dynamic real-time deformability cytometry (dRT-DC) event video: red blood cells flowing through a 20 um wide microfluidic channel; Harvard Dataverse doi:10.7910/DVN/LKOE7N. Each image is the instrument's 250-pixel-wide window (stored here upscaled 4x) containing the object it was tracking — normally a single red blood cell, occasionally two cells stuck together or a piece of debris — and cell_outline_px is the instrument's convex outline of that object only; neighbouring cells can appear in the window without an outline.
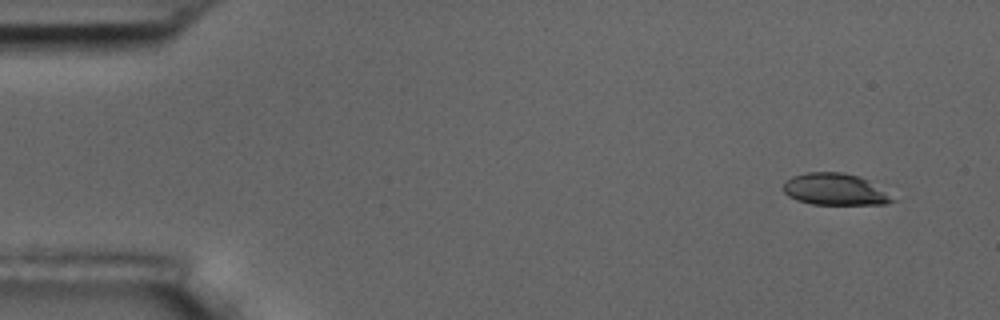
{"species": "common noctule bat (a hibernating species)", "species_latin": "Nyctalus noctula", "temperature_condition": "room temperature", "stored_images_in_passage": 9, "camera_frame_rate_fps": 3000, "um_per_image_px": 0.085, "animal": {"sex": "male", "body_mass_g": 17.5, "forearm_length_mm": 52.3}, "frame": {"image": 1, "passage_image": 1, "time_ms": 0.0, "image_size_px": [1000, 320], "cell_outline_px": [[900, 200], [888, 204], [812, 204], [796, 200], [788, 196], [784, 192], [784, 180], [792, 176], [808, 172], [844, 172], [860, 176], [868, 180]], "centroid_in_image_um": [71.01, 16.09], "position_along_channel_um": 14.0, "area_um2": 20.46}}
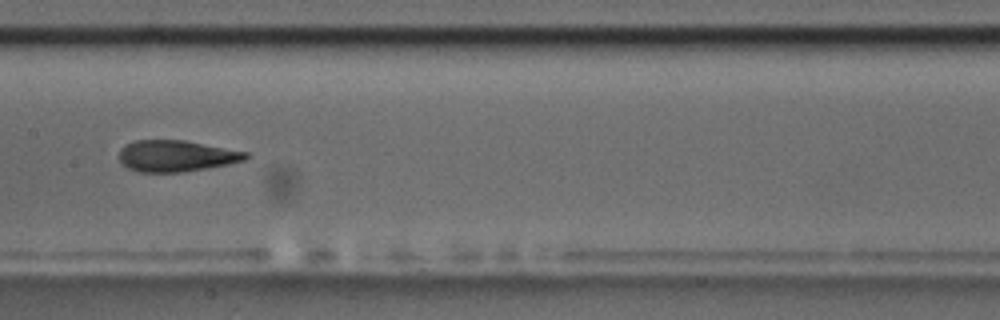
{"frame": {"image": 2, "passage_image": 8, "time_ms": 8.0, "image_size_px": [1000, 320], "cell_outline_px": [[248, 156], [244, 160], [228, 164], [208, 168], [184, 172], [140, 172], [128, 168], [120, 164], [120, 148], [136, 140], [184, 140], [248, 152]], "centroid_in_image_um": [14.97, 13.26], "position_along_channel_um": 192.4, "area_um2": 23.06}}
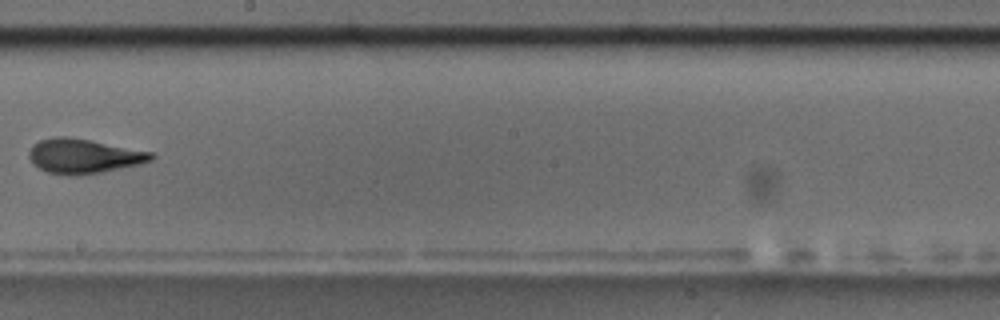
{"frame": {"image": 3, "passage_image": 9, "time_ms": 9.333, "image_size_px": [1000, 320], "cell_outline_px": [[156, 156], [152, 160], [140, 164], [100, 172], [48, 172], [32, 164], [28, 156], [28, 152], [32, 144], [40, 140], [56, 136], [64, 136], [88, 140], [152, 152]], "centroid_in_image_um": [7.1, 13.22], "position_along_channel_um": 241.1, "area_um2": 23.64}}